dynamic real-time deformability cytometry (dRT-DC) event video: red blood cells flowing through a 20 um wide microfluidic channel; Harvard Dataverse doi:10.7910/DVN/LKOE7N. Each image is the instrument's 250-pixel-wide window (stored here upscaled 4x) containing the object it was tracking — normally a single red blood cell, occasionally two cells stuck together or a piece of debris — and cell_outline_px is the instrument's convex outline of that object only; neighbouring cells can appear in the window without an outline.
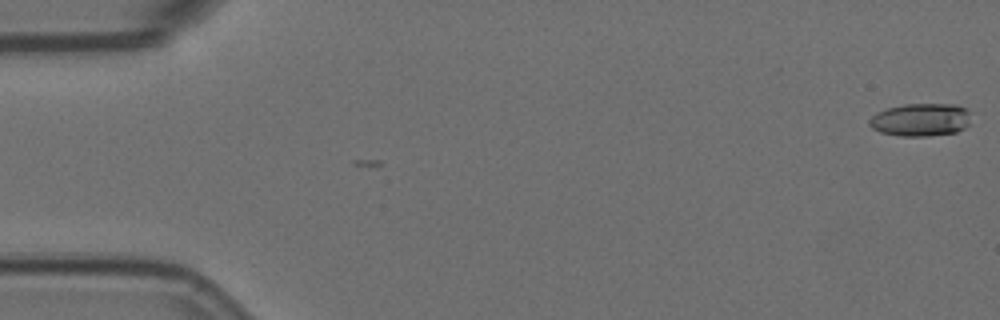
{"species": "Egyptian fruit bat (a non-hibernating species)", "species_latin": "Rousettus aegyptiacus", "temperature_condition": "room temperature", "stored_images_in_passage": 2, "camera_frame_rate_fps": 3000, "um_per_image_px": 0.085, "animal": {"sex": "female"}, "frame": {"image": 1, "passage_image": 1, "time_ms": 0.0, "image_size_px": [1000, 320], "cell_outline_px": [[972, 112], [968, 124], [964, 128], [956, 132], [928, 136], [900, 136], [880, 132], [872, 128], [868, 124], [868, 120], [876, 112], [888, 108], [904, 104], [956, 104]], "centroid_in_image_um": [78.26, 10.17], "position_along_channel_um": 6.7, "area_um2": 19.65}}
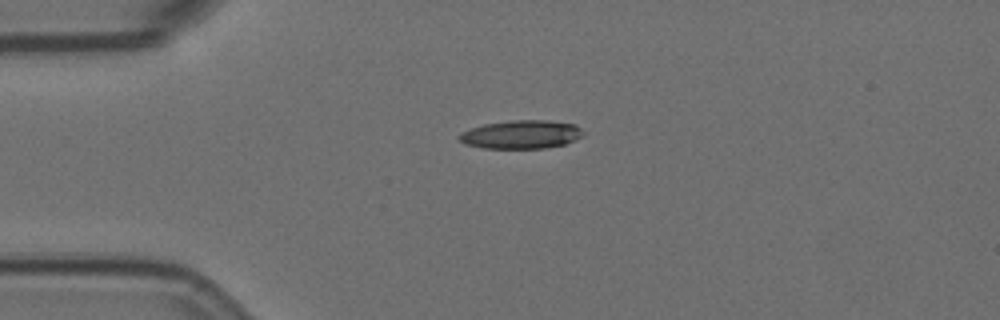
{"frame": {"image": 2, "passage_image": 2, "time_ms": 0.333, "image_size_px": [1000, 320], "cell_outline_px": [[584, 132], [580, 136], [564, 144], [544, 148], [484, 148], [464, 144], [456, 136], [460, 132], [484, 124], [512, 120], [548, 120], [576, 124]], "centroid_in_image_um": [44.26, 11.42], "position_along_channel_um": 40.7, "area_um2": 20.46}}